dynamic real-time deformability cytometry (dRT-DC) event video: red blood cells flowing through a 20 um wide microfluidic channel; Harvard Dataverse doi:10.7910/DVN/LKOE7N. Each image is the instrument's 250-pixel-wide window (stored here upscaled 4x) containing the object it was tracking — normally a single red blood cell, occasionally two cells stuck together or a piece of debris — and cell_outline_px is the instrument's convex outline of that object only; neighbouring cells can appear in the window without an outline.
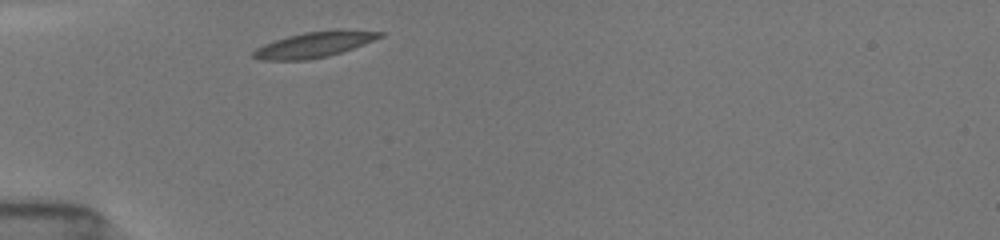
{"species": "common noctule bat (a hibernating species)", "species_latin": "Nyctalus noctula", "temperature_condition": "room temperature", "stored_images_in_passage": 28, "camera_frame_rate_fps": 3000, "um_per_image_px": 0.085, "animal": {"sex": "female", "body_mass_g": 19.5, "forearm_length_mm": 54.1}, "frame": {"image": 1, "passage_image": 1, "time_ms": 0.0, "image_size_px": [1000, 240], "cell_outline_px": [[384, 36], [364, 44], [328, 56], [308, 60], [260, 60], [252, 56], [252, 52], [256, 48], [264, 44], [288, 36], [304, 32], [344, 28], [384, 32]], "centroid_in_image_um": [26.75, 3.77], "position_along_channel_um": 58.2, "area_um2": 19.02}}
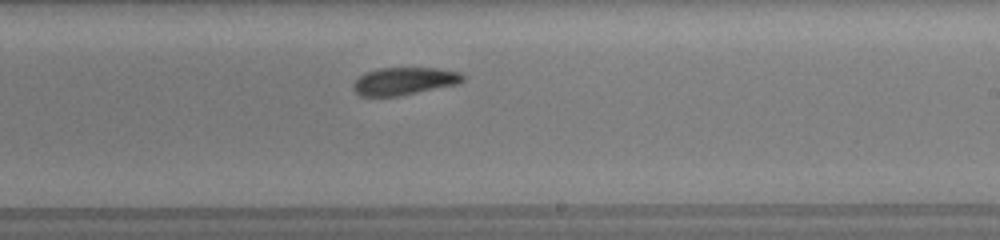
{"frame": {"image": 2, "passage_image": 14, "time_ms": 4.333, "image_size_px": [1000, 240], "cell_outline_px": [[468, 76], [460, 84], [400, 96], [360, 96], [352, 88], [352, 84], [364, 72], [376, 68], [436, 68], [460, 72]], "centroid_in_image_um": [34.4, 6.89], "position_along_channel_um": 254.6, "area_um2": 17.98}}
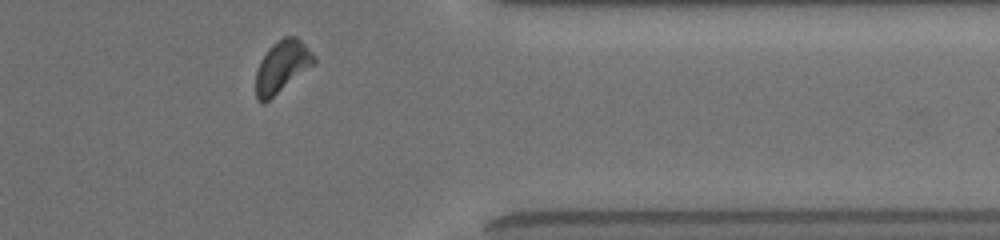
{"frame": {"image": 3, "passage_image": 25, "time_ms": 8.0, "image_size_px": [1000, 240], "cell_outline_px": [[316, 64], [264, 104], [260, 104], [256, 96], [256, 72], [260, 60], [268, 48], [276, 40], [284, 36], [296, 36], [312, 52], [316, 60]], "centroid_in_image_um": [23.97, 5.67], "position_along_channel_um": 387.4, "area_um2": 17.86}, "authors_computed_cell_mechanics": {"area_um2": 18.1203, "velocity_mm_per_s": 3.8983, "shape_relaxation_time_tau1_ms": 2.0289, "shape_relaxation_time_tau2_ms": null, "deformation_change_tau1": 0.108, "deformation_change_tau2": null}}